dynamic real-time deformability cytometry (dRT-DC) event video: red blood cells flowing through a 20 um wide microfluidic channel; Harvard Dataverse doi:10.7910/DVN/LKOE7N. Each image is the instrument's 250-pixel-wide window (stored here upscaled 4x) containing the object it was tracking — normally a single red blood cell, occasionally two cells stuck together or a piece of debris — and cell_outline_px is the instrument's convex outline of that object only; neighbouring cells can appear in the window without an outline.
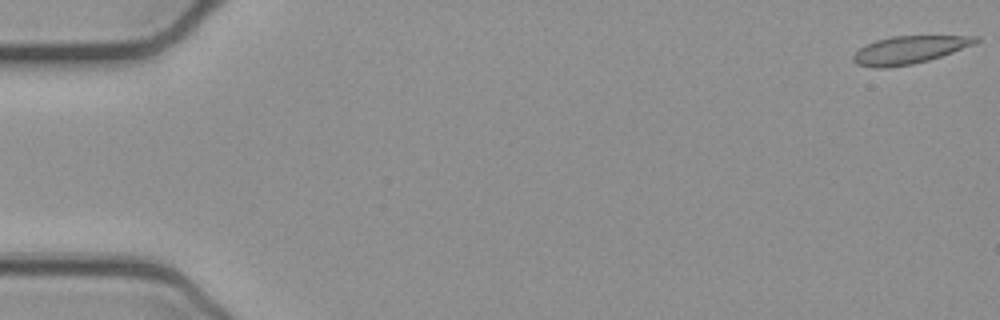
{"species": "common noctule bat (a hibernating species)", "species_latin": "Nyctalus noctula", "temperature_condition": "cold", "stored_images_in_passage": 53, "camera_frame_rate_fps": 3000, "um_per_image_px": 0.085, "animal": {"sex": "female", "body_mass_g": 21.9}, "frame": {"image": 1, "passage_image": 1, "time_ms": 0.0, "image_size_px": [1000, 320], "cell_outline_px": [[980, 40], [976, 44], [928, 60], [912, 64], [888, 68], [872, 68], [856, 64], [852, 60], [852, 56], [864, 44], [876, 40], [892, 36], [980, 36]], "centroid_in_image_um": [77.26, 4.24], "position_along_channel_um": 7.7, "area_um2": 19.88}}
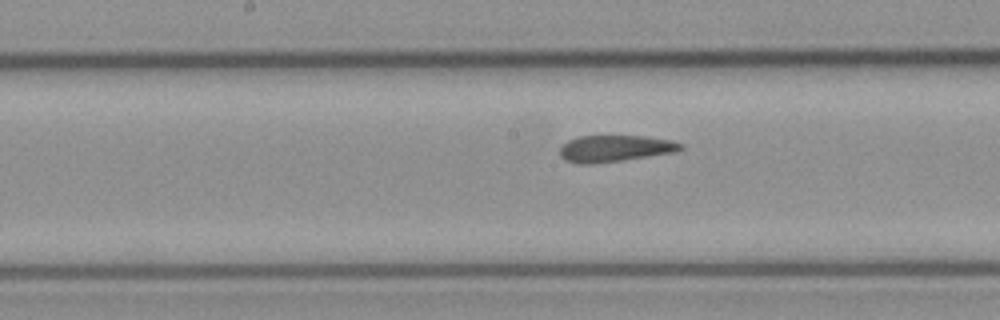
{"frame": {"image": 2, "passage_image": 27, "time_ms": 8.667, "image_size_px": [1000, 320], "cell_outline_px": [[684, 148], [676, 152], [624, 160], [592, 164], [576, 164], [564, 160], [560, 156], [560, 148], [568, 140], [580, 136], [644, 136], [672, 140], [684, 144]], "centroid_in_image_um": [52.28, 12.63], "position_along_channel_um": 195.9, "area_um2": 18.9}}
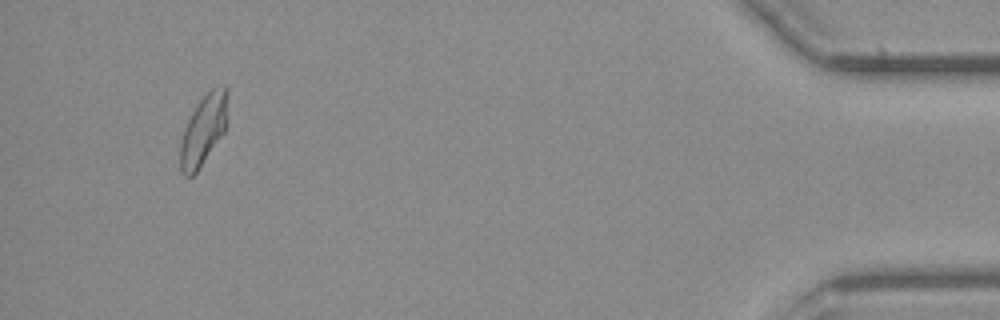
{"frame": {"image": 3, "passage_image": 50, "time_ms": 16.333, "image_size_px": [1000, 320], "cell_outline_px": [[228, 92], [224, 132], [196, 172], [192, 176], [184, 176], [180, 172], [180, 140], [184, 128], [192, 112], [200, 100], [212, 88], [224, 84], [228, 88]], "centroid_in_image_um": [17.27, 11.03], "position_along_channel_um": 417.9, "area_um2": 19.19}, "authors_computed_cell_mechanics": {"area_um2": 19.7676, "velocity_mm_per_s": 3.8802, "shape_relaxation_time_tau1_ms": null, "shape_relaxation_time_tau2_ms": 1.321, "deformation_change_tau1": null, "deformation_change_tau2": 0.079}}